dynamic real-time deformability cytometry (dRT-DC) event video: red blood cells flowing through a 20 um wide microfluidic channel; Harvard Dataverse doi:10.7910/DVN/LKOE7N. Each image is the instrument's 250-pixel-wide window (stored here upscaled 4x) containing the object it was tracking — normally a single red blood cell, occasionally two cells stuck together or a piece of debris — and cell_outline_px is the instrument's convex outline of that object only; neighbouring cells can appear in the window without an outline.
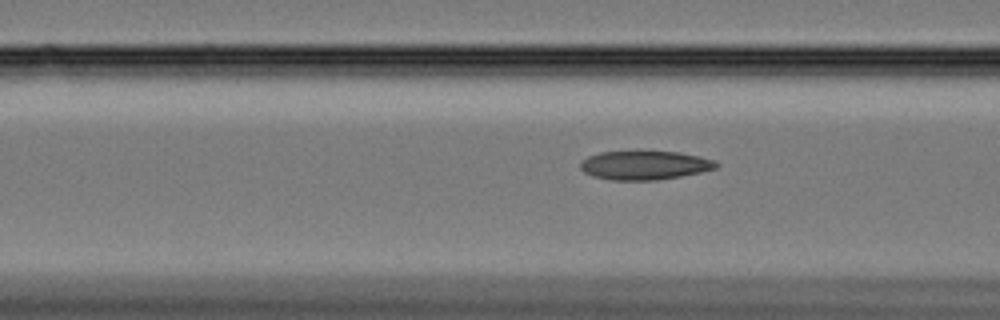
{"species": "Egyptian fruit bat (a non-hibernating species)", "species_latin": "Rousettus aegyptiacus", "temperature_condition": "cold", "stored_images_in_passage": 23, "camera_frame_rate_fps": 3000, "um_per_image_px": 0.085, "animal": {"sex": "female"}, "frame": {"image": 1, "passage_image": 20, "time_ms": 6.333, "image_size_px": [1000, 320], "cell_outline_px": [[720, 164], [716, 168], [700, 172], [680, 176], [656, 180], [608, 180], [592, 176], [584, 172], [580, 168], [580, 160], [588, 156], [600, 152], [640, 148], [680, 152], [700, 156], [716, 160]], "centroid_in_image_um": [54.77, 13.99], "position_along_channel_um": 111.8, "area_um2": 24.04}}